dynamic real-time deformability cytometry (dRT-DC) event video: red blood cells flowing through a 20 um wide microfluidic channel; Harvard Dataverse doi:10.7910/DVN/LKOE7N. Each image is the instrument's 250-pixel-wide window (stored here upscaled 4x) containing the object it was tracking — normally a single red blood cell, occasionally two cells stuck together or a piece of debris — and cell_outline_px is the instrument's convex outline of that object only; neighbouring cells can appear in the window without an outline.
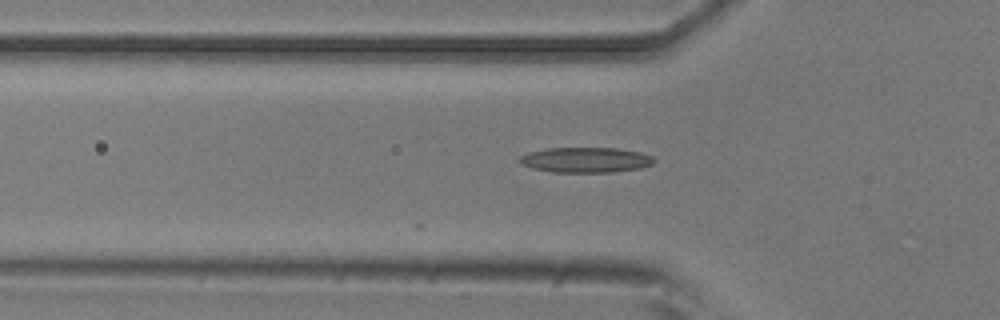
{"species": "common noctule bat (a hibernating species)", "species_latin": "Nyctalus noctula", "temperature_condition": "room temperature", "stored_images_in_passage": 4, "camera_frame_rate_fps": 3000, "um_per_image_px": 0.085, "animal": {"sex": "male", "body_mass_g": 20.5, "forearm_length_mm": 52.5}, "frame": {"image": 1, "passage_image": 4, "time_ms": 1.0, "image_size_px": [1000, 320], "cell_outline_px": [[656, 160], [652, 164], [640, 168], [612, 172], [552, 172], [532, 168], [520, 164], [516, 160], [520, 156], [528, 152], [548, 148], [616, 148], [640, 152], [652, 156]], "centroid_in_image_um": [49.74, 13.59], "position_along_channel_um": 76.1, "area_um2": 19.88}}